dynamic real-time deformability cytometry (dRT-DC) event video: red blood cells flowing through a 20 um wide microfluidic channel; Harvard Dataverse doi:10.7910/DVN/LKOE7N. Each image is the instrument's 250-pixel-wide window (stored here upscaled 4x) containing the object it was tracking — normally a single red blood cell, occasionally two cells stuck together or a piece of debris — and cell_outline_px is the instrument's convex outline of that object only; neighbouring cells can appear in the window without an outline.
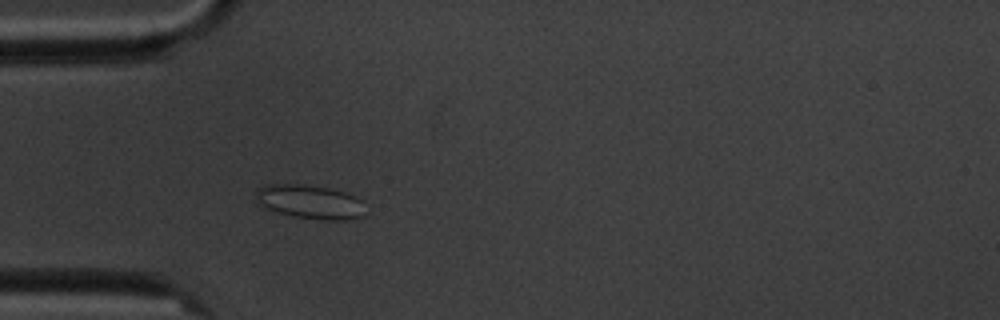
{"species": "common noctule bat (a hibernating species)", "species_latin": "Nyctalus noctula", "temperature_condition": "cold", "stored_images_in_passage": 4, "camera_frame_rate_fps": 3000, "um_per_image_px": 0.085, "animal": {"sex": "male", "body_mass_g": 20.1, "forearm_length_mm": 53.5}, "frame": {"image": 1, "passage_image": 4, "time_ms": 3.667, "image_size_px": [1000, 320], "cell_outline_px": [[364, 216], [344, 220], [324, 220], [296, 216], [280, 212], [256, 204], [256, 192], [260, 188], [268, 184], [300, 184], [328, 188], [344, 192], [360, 200]], "centroid_in_image_um": [26.31, 17.15], "position_along_channel_um": 58.7, "area_um2": 21.15}}